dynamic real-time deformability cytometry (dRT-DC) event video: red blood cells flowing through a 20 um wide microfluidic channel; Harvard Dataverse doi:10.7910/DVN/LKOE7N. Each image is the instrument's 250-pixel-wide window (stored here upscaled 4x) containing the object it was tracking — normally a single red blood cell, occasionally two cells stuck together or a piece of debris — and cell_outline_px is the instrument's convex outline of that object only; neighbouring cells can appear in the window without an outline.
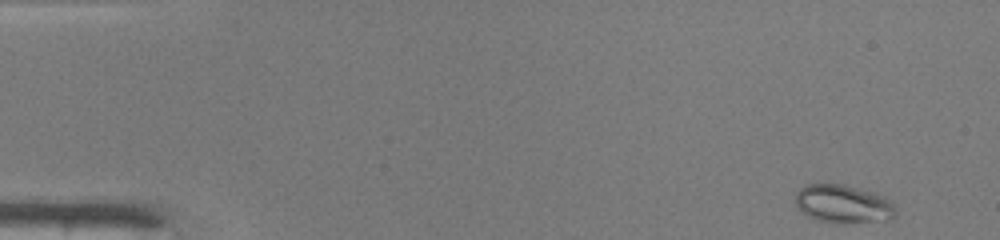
{"species": "common noctule bat (a hibernating species)", "species_latin": "Nyctalus noctula", "temperature_condition": "warm", "stored_images_in_passage": 46, "camera_frame_rate_fps": 3000, "um_per_image_px": 0.085, "animal": {"sex": "male", "body_mass_g": 19.0, "forearm_length_mm": 50.8}, "frame": {"image": 1, "passage_image": 1, "time_ms": 0.0, "image_size_px": [1000, 240], "cell_outline_px": [[896, 216], [888, 220], [844, 224], [832, 224], [808, 216], [800, 212], [796, 204], [796, 192], [800, 188], [808, 184], [844, 184], [860, 188], [884, 196], [896, 208]], "centroid_in_image_um": [71.67, 17.35], "position_along_channel_um": 13.3, "area_um2": 22.72}}
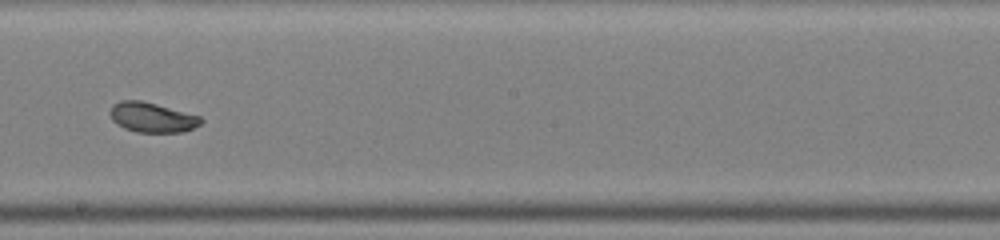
{"frame": {"image": 2, "passage_image": 26, "time_ms": 8.333, "image_size_px": [1000, 240], "cell_outline_px": [[204, 120], [200, 124], [192, 128], [180, 132], [136, 132], [124, 128], [116, 124], [112, 120], [108, 112], [112, 104], [120, 100], [140, 100], [156, 104], [200, 116]], "centroid_in_image_um": [12.87, 9.97], "position_along_channel_um": 235.3, "area_um2": 15.84}}
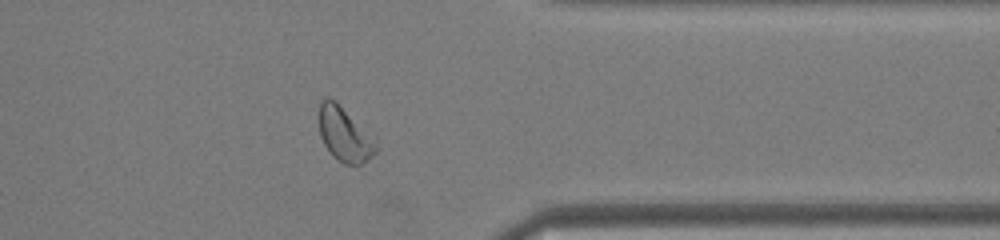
{"frame": {"image": 3, "passage_image": 37, "time_ms": 12.0, "image_size_px": [1000, 240], "cell_outline_px": [[376, 152], [372, 156], [360, 164], [344, 164], [332, 156], [324, 144], [320, 136], [316, 116], [320, 100], [324, 96], [328, 96], [336, 100], [376, 148]], "centroid_in_image_um": [29.1, 11.38], "position_along_channel_um": 382.3, "area_um2": 17.28}, "authors_computed_cell_mechanics": {"area_um2": 17.34, "velocity_mm_per_s": 4.2056, "shape_relaxation_time_tau1_ms": 1.4864, "shape_relaxation_time_tau2_ms": 1.9552, "deformation_change_tau1": 0.1054, "deformation_change_tau2": 0.0412}}